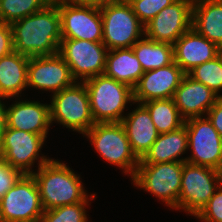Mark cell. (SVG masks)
<instances>
[{"label":"cell","mask_w":222,"mask_h":222,"mask_svg":"<svg viewBox=\"0 0 222 222\" xmlns=\"http://www.w3.org/2000/svg\"><path fill=\"white\" fill-rule=\"evenodd\" d=\"M10 25L15 52L28 57L58 53L62 40L60 14L53 1L44 9Z\"/></svg>","instance_id":"cell-1"},{"label":"cell","mask_w":222,"mask_h":222,"mask_svg":"<svg viewBox=\"0 0 222 222\" xmlns=\"http://www.w3.org/2000/svg\"><path fill=\"white\" fill-rule=\"evenodd\" d=\"M44 211L84 202L89 195L80 180L65 163L51 159L34 172Z\"/></svg>","instance_id":"cell-2"},{"label":"cell","mask_w":222,"mask_h":222,"mask_svg":"<svg viewBox=\"0 0 222 222\" xmlns=\"http://www.w3.org/2000/svg\"><path fill=\"white\" fill-rule=\"evenodd\" d=\"M95 123H120L127 103L134 104L133 89L105 74L83 81Z\"/></svg>","instance_id":"cell-3"},{"label":"cell","mask_w":222,"mask_h":222,"mask_svg":"<svg viewBox=\"0 0 222 222\" xmlns=\"http://www.w3.org/2000/svg\"><path fill=\"white\" fill-rule=\"evenodd\" d=\"M102 42L108 50L132 48L145 36L144 24L134 14L127 0H118L100 7Z\"/></svg>","instance_id":"cell-4"},{"label":"cell","mask_w":222,"mask_h":222,"mask_svg":"<svg viewBox=\"0 0 222 222\" xmlns=\"http://www.w3.org/2000/svg\"><path fill=\"white\" fill-rule=\"evenodd\" d=\"M102 159L122 168L131 178L140 160L131 149L121 123H95L85 134Z\"/></svg>","instance_id":"cell-5"},{"label":"cell","mask_w":222,"mask_h":222,"mask_svg":"<svg viewBox=\"0 0 222 222\" xmlns=\"http://www.w3.org/2000/svg\"><path fill=\"white\" fill-rule=\"evenodd\" d=\"M51 123L85 134L94 124L87 88L82 81L54 93L51 98Z\"/></svg>","instance_id":"cell-6"},{"label":"cell","mask_w":222,"mask_h":222,"mask_svg":"<svg viewBox=\"0 0 222 222\" xmlns=\"http://www.w3.org/2000/svg\"><path fill=\"white\" fill-rule=\"evenodd\" d=\"M182 170L183 162L139 164L131 181L165 202V205L178 210Z\"/></svg>","instance_id":"cell-7"},{"label":"cell","mask_w":222,"mask_h":222,"mask_svg":"<svg viewBox=\"0 0 222 222\" xmlns=\"http://www.w3.org/2000/svg\"><path fill=\"white\" fill-rule=\"evenodd\" d=\"M221 184V172L207 166L183 162L178 210L196 216Z\"/></svg>","instance_id":"cell-8"},{"label":"cell","mask_w":222,"mask_h":222,"mask_svg":"<svg viewBox=\"0 0 222 222\" xmlns=\"http://www.w3.org/2000/svg\"><path fill=\"white\" fill-rule=\"evenodd\" d=\"M44 213L37 182L24 174L0 200V222H39Z\"/></svg>","instance_id":"cell-9"},{"label":"cell","mask_w":222,"mask_h":222,"mask_svg":"<svg viewBox=\"0 0 222 222\" xmlns=\"http://www.w3.org/2000/svg\"><path fill=\"white\" fill-rule=\"evenodd\" d=\"M60 14L62 39L102 42L100 7L78 4L70 0H52Z\"/></svg>","instance_id":"cell-10"},{"label":"cell","mask_w":222,"mask_h":222,"mask_svg":"<svg viewBox=\"0 0 222 222\" xmlns=\"http://www.w3.org/2000/svg\"><path fill=\"white\" fill-rule=\"evenodd\" d=\"M188 135V149L191 157L186 162L207 166L222 171V137L208 117H194L185 120Z\"/></svg>","instance_id":"cell-11"},{"label":"cell","mask_w":222,"mask_h":222,"mask_svg":"<svg viewBox=\"0 0 222 222\" xmlns=\"http://www.w3.org/2000/svg\"><path fill=\"white\" fill-rule=\"evenodd\" d=\"M108 49L103 42H91L80 39H62L58 54L70 67L72 77L85 81L102 75L106 67Z\"/></svg>","instance_id":"cell-12"},{"label":"cell","mask_w":222,"mask_h":222,"mask_svg":"<svg viewBox=\"0 0 222 222\" xmlns=\"http://www.w3.org/2000/svg\"><path fill=\"white\" fill-rule=\"evenodd\" d=\"M45 139L39 134L7 128L0 145V158L23 174H33L32 166L36 160L38 168L51 160L39 155Z\"/></svg>","instance_id":"cell-13"},{"label":"cell","mask_w":222,"mask_h":222,"mask_svg":"<svg viewBox=\"0 0 222 222\" xmlns=\"http://www.w3.org/2000/svg\"><path fill=\"white\" fill-rule=\"evenodd\" d=\"M193 1L177 0L163 8L144 25L145 37L155 42L174 44L177 39L192 28Z\"/></svg>","instance_id":"cell-14"},{"label":"cell","mask_w":222,"mask_h":222,"mask_svg":"<svg viewBox=\"0 0 222 222\" xmlns=\"http://www.w3.org/2000/svg\"><path fill=\"white\" fill-rule=\"evenodd\" d=\"M75 82L70 67L58 53L29 57L27 88L51 91L54 94L72 86Z\"/></svg>","instance_id":"cell-15"},{"label":"cell","mask_w":222,"mask_h":222,"mask_svg":"<svg viewBox=\"0 0 222 222\" xmlns=\"http://www.w3.org/2000/svg\"><path fill=\"white\" fill-rule=\"evenodd\" d=\"M186 73L178 64L145 71L133 89L134 103L173 98Z\"/></svg>","instance_id":"cell-16"},{"label":"cell","mask_w":222,"mask_h":222,"mask_svg":"<svg viewBox=\"0 0 222 222\" xmlns=\"http://www.w3.org/2000/svg\"><path fill=\"white\" fill-rule=\"evenodd\" d=\"M220 97L187 74L175 90L173 100L184 120L203 117ZM205 114V115H204Z\"/></svg>","instance_id":"cell-17"},{"label":"cell","mask_w":222,"mask_h":222,"mask_svg":"<svg viewBox=\"0 0 222 222\" xmlns=\"http://www.w3.org/2000/svg\"><path fill=\"white\" fill-rule=\"evenodd\" d=\"M174 62L187 74L194 67L217 57L222 49L197 33L193 28L173 44Z\"/></svg>","instance_id":"cell-18"},{"label":"cell","mask_w":222,"mask_h":222,"mask_svg":"<svg viewBox=\"0 0 222 222\" xmlns=\"http://www.w3.org/2000/svg\"><path fill=\"white\" fill-rule=\"evenodd\" d=\"M51 123L50 104L15 101L7 108V128L39 134L47 138Z\"/></svg>","instance_id":"cell-19"},{"label":"cell","mask_w":222,"mask_h":222,"mask_svg":"<svg viewBox=\"0 0 222 222\" xmlns=\"http://www.w3.org/2000/svg\"><path fill=\"white\" fill-rule=\"evenodd\" d=\"M137 104V108L128 115L125 114L120 123L126 131L132 151L141 160L160 133L155 128L147 108L142 103Z\"/></svg>","instance_id":"cell-20"},{"label":"cell","mask_w":222,"mask_h":222,"mask_svg":"<svg viewBox=\"0 0 222 222\" xmlns=\"http://www.w3.org/2000/svg\"><path fill=\"white\" fill-rule=\"evenodd\" d=\"M186 149L188 151V135L184 124L177 130L159 134L139 164L186 162V158H179Z\"/></svg>","instance_id":"cell-21"},{"label":"cell","mask_w":222,"mask_h":222,"mask_svg":"<svg viewBox=\"0 0 222 222\" xmlns=\"http://www.w3.org/2000/svg\"><path fill=\"white\" fill-rule=\"evenodd\" d=\"M192 28L222 49V0L194 1Z\"/></svg>","instance_id":"cell-22"},{"label":"cell","mask_w":222,"mask_h":222,"mask_svg":"<svg viewBox=\"0 0 222 222\" xmlns=\"http://www.w3.org/2000/svg\"><path fill=\"white\" fill-rule=\"evenodd\" d=\"M29 57L11 52L0 58V97H18L27 88Z\"/></svg>","instance_id":"cell-23"},{"label":"cell","mask_w":222,"mask_h":222,"mask_svg":"<svg viewBox=\"0 0 222 222\" xmlns=\"http://www.w3.org/2000/svg\"><path fill=\"white\" fill-rule=\"evenodd\" d=\"M104 74L134 89L144 70L132 48L108 50Z\"/></svg>","instance_id":"cell-24"},{"label":"cell","mask_w":222,"mask_h":222,"mask_svg":"<svg viewBox=\"0 0 222 222\" xmlns=\"http://www.w3.org/2000/svg\"><path fill=\"white\" fill-rule=\"evenodd\" d=\"M132 49L144 72L165 67L174 62V47L170 43L155 42L143 37L132 46Z\"/></svg>","instance_id":"cell-25"},{"label":"cell","mask_w":222,"mask_h":222,"mask_svg":"<svg viewBox=\"0 0 222 222\" xmlns=\"http://www.w3.org/2000/svg\"><path fill=\"white\" fill-rule=\"evenodd\" d=\"M150 113L157 131L167 133L179 129L185 120L181 117L173 98L150 100L142 103Z\"/></svg>","instance_id":"cell-26"},{"label":"cell","mask_w":222,"mask_h":222,"mask_svg":"<svg viewBox=\"0 0 222 222\" xmlns=\"http://www.w3.org/2000/svg\"><path fill=\"white\" fill-rule=\"evenodd\" d=\"M52 0H0V22L11 24L44 9Z\"/></svg>","instance_id":"cell-27"},{"label":"cell","mask_w":222,"mask_h":222,"mask_svg":"<svg viewBox=\"0 0 222 222\" xmlns=\"http://www.w3.org/2000/svg\"><path fill=\"white\" fill-rule=\"evenodd\" d=\"M187 75L222 97L219 94L222 90V52L213 60L194 67Z\"/></svg>","instance_id":"cell-28"},{"label":"cell","mask_w":222,"mask_h":222,"mask_svg":"<svg viewBox=\"0 0 222 222\" xmlns=\"http://www.w3.org/2000/svg\"><path fill=\"white\" fill-rule=\"evenodd\" d=\"M87 198L84 202L71 205L58 206L44 211L39 222H87L86 206L89 204Z\"/></svg>","instance_id":"cell-29"},{"label":"cell","mask_w":222,"mask_h":222,"mask_svg":"<svg viewBox=\"0 0 222 222\" xmlns=\"http://www.w3.org/2000/svg\"><path fill=\"white\" fill-rule=\"evenodd\" d=\"M177 0H128L134 14L145 25L153 19L163 8L170 6Z\"/></svg>","instance_id":"cell-30"},{"label":"cell","mask_w":222,"mask_h":222,"mask_svg":"<svg viewBox=\"0 0 222 222\" xmlns=\"http://www.w3.org/2000/svg\"><path fill=\"white\" fill-rule=\"evenodd\" d=\"M195 217L204 222H222V184Z\"/></svg>","instance_id":"cell-31"},{"label":"cell","mask_w":222,"mask_h":222,"mask_svg":"<svg viewBox=\"0 0 222 222\" xmlns=\"http://www.w3.org/2000/svg\"><path fill=\"white\" fill-rule=\"evenodd\" d=\"M24 174L0 158V200Z\"/></svg>","instance_id":"cell-32"},{"label":"cell","mask_w":222,"mask_h":222,"mask_svg":"<svg viewBox=\"0 0 222 222\" xmlns=\"http://www.w3.org/2000/svg\"><path fill=\"white\" fill-rule=\"evenodd\" d=\"M13 51L11 25L9 23L0 22V58Z\"/></svg>","instance_id":"cell-33"},{"label":"cell","mask_w":222,"mask_h":222,"mask_svg":"<svg viewBox=\"0 0 222 222\" xmlns=\"http://www.w3.org/2000/svg\"><path fill=\"white\" fill-rule=\"evenodd\" d=\"M206 116L222 137V97L209 109Z\"/></svg>","instance_id":"cell-34"},{"label":"cell","mask_w":222,"mask_h":222,"mask_svg":"<svg viewBox=\"0 0 222 222\" xmlns=\"http://www.w3.org/2000/svg\"><path fill=\"white\" fill-rule=\"evenodd\" d=\"M2 99L5 100L6 98L0 97V145L7 129V107L3 104L4 102L1 101Z\"/></svg>","instance_id":"cell-35"},{"label":"cell","mask_w":222,"mask_h":222,"mask_svg":"<svg viewBox=\"0 0 222 222\" xmlns=\"http://www.w3.org/2000/svg\"><path fill=\"white\" fill-rule=\"evenodd\" d=\"M78 4L102 7L118 0H70Z\"/></svg>","instance_id":"cell-36"}]
</instances>
